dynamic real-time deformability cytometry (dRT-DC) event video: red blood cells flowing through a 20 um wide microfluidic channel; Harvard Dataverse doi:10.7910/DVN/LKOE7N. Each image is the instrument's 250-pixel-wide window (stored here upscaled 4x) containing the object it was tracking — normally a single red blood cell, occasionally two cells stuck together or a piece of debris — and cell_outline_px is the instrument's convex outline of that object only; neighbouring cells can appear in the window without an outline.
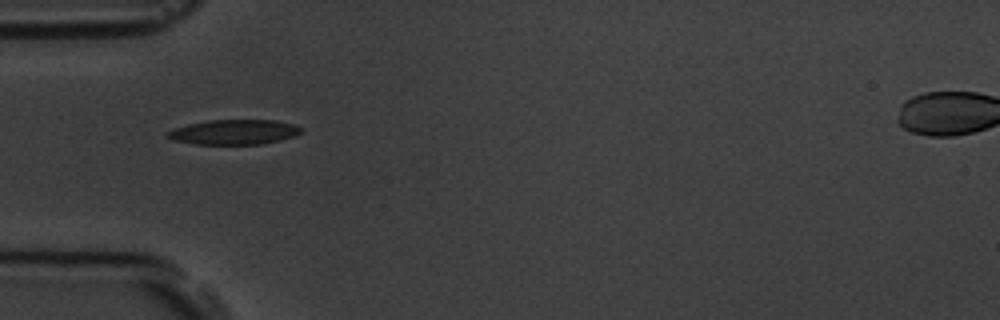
{"species": "common noctule bat (a hibernating species)", "species_latin": "Nyctalus noctula", "temperature_condition": "room temperature", "stored_images_in_passage": 2, "camera_frame_rate_fps": 3000, "um_per_image_px": 0.085, "animal": {"sex": "male", "body_mass_g": 19.5, "forearm_length_mm": 54.6}, "frame": {"image": 1, "passage_image": 1, "time_ms": 0.0, "image_size_px": [1000, 320], "cell_outline_px": [[304, 128], [300, 132], [292, 136], [280, 140], [260, 144], [196, 144], [172, 140], [164, 136], [164, 132], [188, 124], [208, 120], [276, 120], [292, 124]], "centroid_in_image_um": [19.84, 11.22], "position_along_channel_um": 65.2, "area_um2": 19.36}}
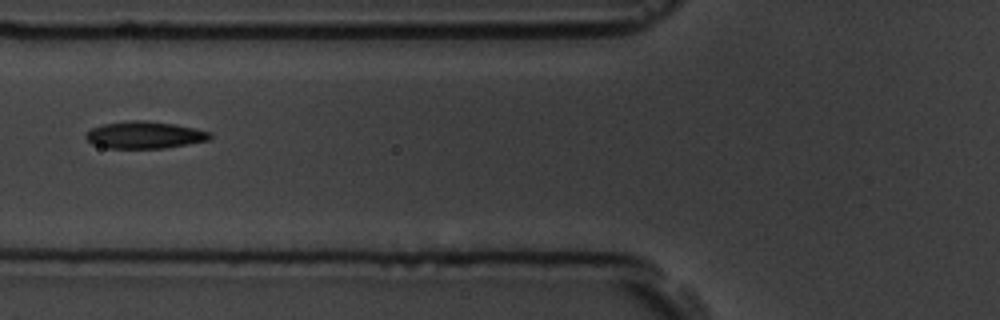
{"frame": {"image": 2, "passage_image": 2, "time_ms": 1.333, "image_size_px": [1000, 320], "cell_outline_px": [[212, 136], [208, 140], [188, 144], [164, 148], [108, 148], [92, 144], [84, 136], [92, 128], [104, 124], [132, 120], [144, 120], [176, 124], [196, 128], [212, 132]], "centroid_in_image_um": [12.33, 11.47], "position_along_channel_um": 113.5, "area_um2": 19.59}}